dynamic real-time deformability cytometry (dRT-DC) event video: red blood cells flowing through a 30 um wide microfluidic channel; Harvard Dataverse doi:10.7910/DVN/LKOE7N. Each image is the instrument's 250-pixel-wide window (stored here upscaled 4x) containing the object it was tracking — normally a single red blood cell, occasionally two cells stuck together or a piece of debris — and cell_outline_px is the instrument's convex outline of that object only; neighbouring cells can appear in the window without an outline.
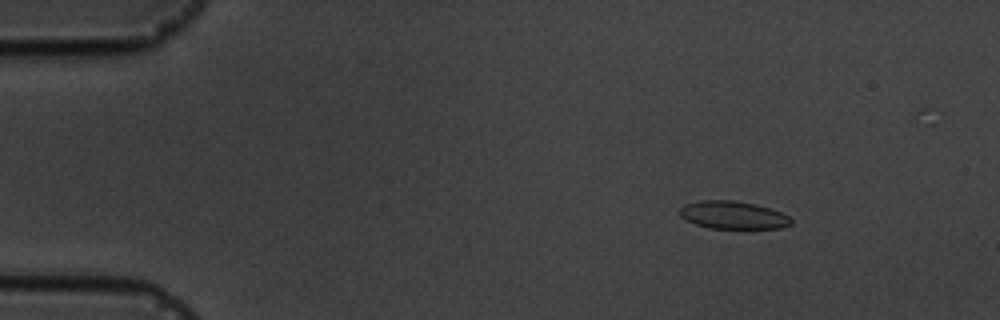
{"species": "common noctule bat (a hibernating species)", "species_latin": "Nyctalus noctula", "temperature_condition": "cold", "stored_images_in_passage": 6, "camera_frame_rate_fps": 3000, "um_per_image_px": 0.085, "animal": {"sex": "male", "body_mass_g": 19.5, "forearm_length_mm": 54.6}, "frame": {"image": 1, "passage_image": 3, "time_ms": 2.333, "image_size_px": [1000, 320], "cell_outline_px": [[792, 224], [780, 228], [708, 228], [696, 224], [680, 216], [680, 208], [684, 204], [700, 200], [732, 200], [756, 204], [780, 212], [788, 216], [792, 220]], "centroid_in_image_um": [62.3, 18.27], "position_along_channel_um": 22.7, "area_um2": 17.92}}